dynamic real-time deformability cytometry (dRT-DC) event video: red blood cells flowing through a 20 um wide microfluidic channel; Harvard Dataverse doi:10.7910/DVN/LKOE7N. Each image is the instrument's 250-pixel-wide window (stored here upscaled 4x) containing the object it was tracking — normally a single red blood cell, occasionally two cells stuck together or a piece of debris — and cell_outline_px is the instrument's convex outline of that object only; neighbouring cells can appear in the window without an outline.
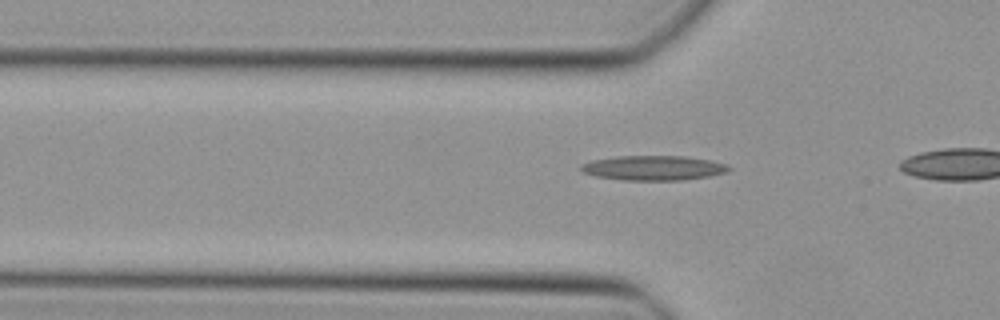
{"species": "Egyptian fruit bat (a non-hibernating species)", "species_latin": "Rousettus aegyptiacus", "temperature_condition": "cold", "stored_images_in_passage": 14, "camera_frame_rate_fps": 3000, "um_per_image_px": 0.085, "animal": {"sex": "female"}, "frame": {"image": 1, "passage_image": 12, "time_ms": 3.667, "image_size_px": [1000, 320], "cell_outline_px": [[732, 168], [724, 172], [708, 176], [684, 180], [624, 180], [596, 176], [584, 172], [580, 168], [580, 164], [592, 160], [616, 156], [688, 156], [728, 164]], "centroid_in_image_um": [55.54, 14.27], "position_along_channel_um": 70.3, "area_um2": 21.21}}